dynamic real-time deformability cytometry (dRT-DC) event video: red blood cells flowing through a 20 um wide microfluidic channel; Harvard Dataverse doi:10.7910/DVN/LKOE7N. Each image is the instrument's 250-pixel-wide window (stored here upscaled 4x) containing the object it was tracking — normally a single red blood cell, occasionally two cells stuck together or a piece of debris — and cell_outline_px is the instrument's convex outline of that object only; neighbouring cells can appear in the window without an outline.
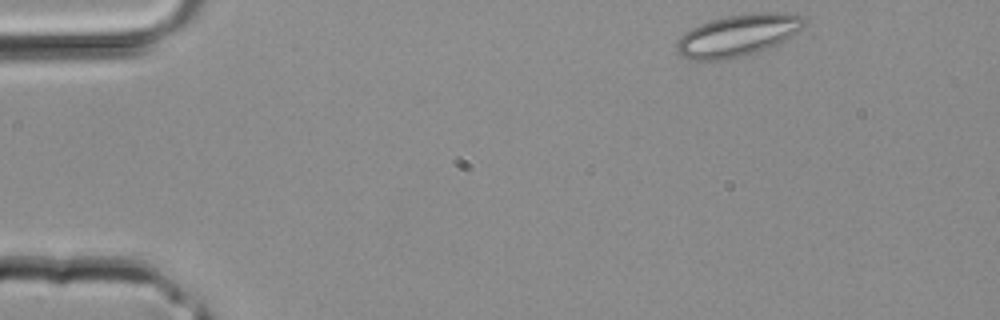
{"species": "common noctule bat (a hibernating species)", "species_latin": "Nyctalus noctula", "temperature_condition": "room temperature", "stored_images_in_passage": 3, "segment_of_instrument_passage": [1, 2], "camera_frame_rate_fps": 3000, "um_per_image_px": 0.085, "animal": {"sex": "male", "body_mass_g": 20.4}, "frame": {"image": 1, "passage_image": 1, "time_ms": 0.0, "image_size_px": [1000, 320], "cell_outline_px": [[804, 24], [788, 40], [760, 52], [744, 56], [724, 60], [688, 60], [680, 56], [676, 52], [676, 40], [684, 32], [700, 24], [712, 20], [728, 16], [764, 12], [784, 12], [804, 16]], "centroid_in_image_um": [62.7, 3.03], "position_along_channel_um": 22.3, "area_um2": 31.44}}